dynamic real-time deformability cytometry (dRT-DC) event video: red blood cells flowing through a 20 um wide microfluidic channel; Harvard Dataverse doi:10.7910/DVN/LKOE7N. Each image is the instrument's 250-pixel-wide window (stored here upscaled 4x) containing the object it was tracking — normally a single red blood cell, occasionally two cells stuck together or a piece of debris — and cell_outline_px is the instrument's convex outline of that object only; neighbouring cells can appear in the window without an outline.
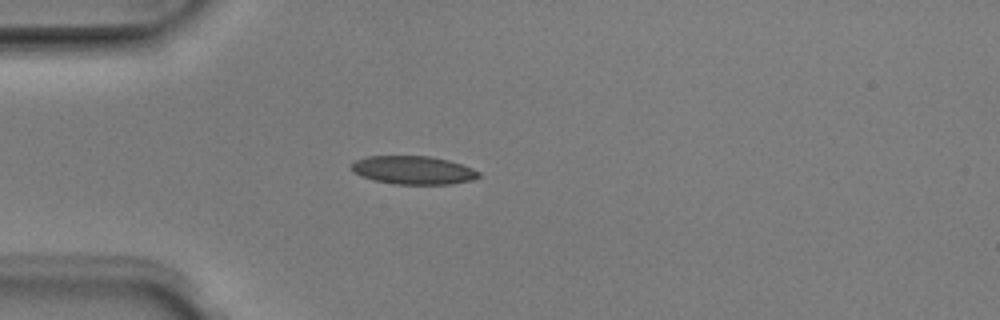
{"species": "Egyptian fruit bat (a non-hibernating species)", "species_latin": "Rousettus aegyptiacus", "temperature_condition": "room temperature", "stored_images_in_passage": 1, "camera_frame_rate_fps": 3000, "um_per_image_px": 0.085, "animal": {"sex": "male"}, "frame": {"image": 1, "passage_image": 1, "time_ms": 0.0, "image_size_px": [1000, 320], "cell_outline_px": [[480, 176], [472, 180], [452, 184], [396, 184], [376, 180], [360, 176], [352, 172], [352, 164], [356, 160], [368, 156], [432, 156], [448, 160], [472, 168], [480, 172]], "centroid_in_image_um": [35.14, 14.46], "position_along_channel_um": 49.9, "area_um2": 20.92}}